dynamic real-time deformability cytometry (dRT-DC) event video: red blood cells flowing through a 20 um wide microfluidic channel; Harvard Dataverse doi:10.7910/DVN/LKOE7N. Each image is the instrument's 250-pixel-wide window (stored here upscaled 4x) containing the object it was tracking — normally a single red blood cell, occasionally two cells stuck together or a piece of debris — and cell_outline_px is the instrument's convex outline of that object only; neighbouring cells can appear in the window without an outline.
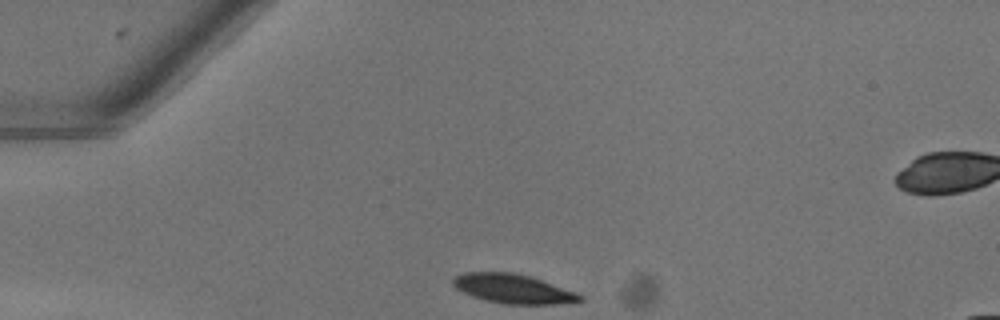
{"species": "common noctule bat (a hibernating species)", "species_latin": "Nyctalus noctula", "temperature_condition": "warm", "stored_images_in_passage": 32, "camera_frame_rate_fps": 3000, "um_per_image_px": 0.085, "animal": {"sex": "female"}, "frame": {"image": 1, "passage_image": 1, "time_ms": 0.0, "image_size_px": [1000, 320], "cell_outline_px": [[584, 300], [556, 304], [504, 304], [484, 300], [472, 296], [456, 288], [452, 284], [452, 280], [456, 276], [464, 272], [512, 272], [528, 276], [576, 292], [584, 296]], "centroid_in_image_um": [43.59, 24.55], "position_along_channel_um": 41.4, "area_um2": 21.44}}
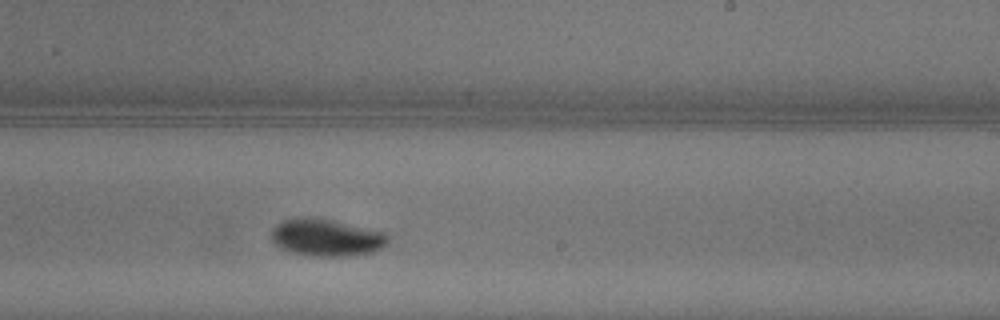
{"frame": {"image": 2, "passage_image": 20, "time_ms": 6.333, "image_size_px": [1000, 320], "cell_outline_px": [[392, 236], [384, 248], [372, 252], [348, 256], [308, 256], [292, 252], [280, 248], [272, 240], [272, 232], [284, 220], [332, 220], [392, 232]], "centroid_in_image_um": [27.93, 20.24], "position_along_channel_um": 261.1, "area_um2": 24.97}}
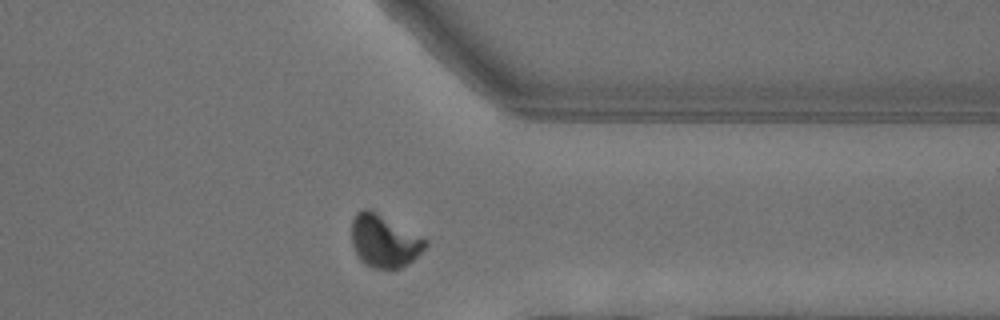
{"frame": {"image": 3, "passage_image": 29, "time_ms": 9.333, "image_size_px": [1000, 320], "cell_outline_px": [[428, 244], [408, 264], [400, 268], [372, 268], [364, 264], [360, 260], [352, 244], [352, 220], [356, 212], [364, 208], [368, 208], [424, 236], [428, 240]], "centroid_in_image_um": [32.66, 20.47], "position_along_channel_um": 378.7, "area_um2": 22.72}, "authors_computed_cell_mechanics": {"area_um2": 23.6402, "velocity_mm_per_s": 4.0443, "shape_relaxation_time_tau1_ms": 2.6192, "shape_relaxation_time_tau2_ms": null, "deformation_change_tau1": 0.1376, "deformation_change_tau2": null}}